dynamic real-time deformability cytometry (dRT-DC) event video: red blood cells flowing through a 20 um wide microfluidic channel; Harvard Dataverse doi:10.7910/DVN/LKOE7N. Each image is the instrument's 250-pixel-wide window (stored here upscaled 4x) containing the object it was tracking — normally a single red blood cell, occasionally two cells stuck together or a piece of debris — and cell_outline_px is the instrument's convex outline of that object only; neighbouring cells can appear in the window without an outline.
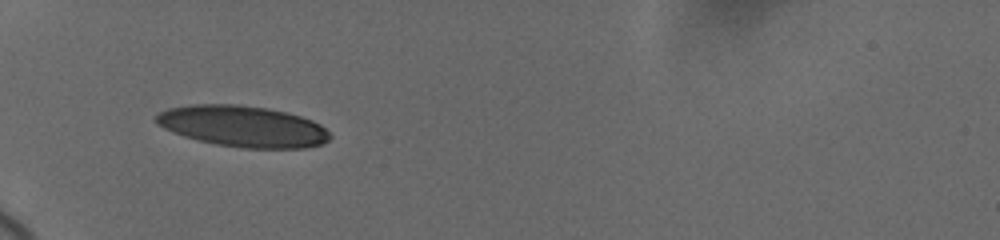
{"species": "human", "species_latin": "Homo sapiens", "temperature_condition": "cold", "stored_images_in_passage": 23, "camera_frame_rate_fps": 3000, "um_per_image_px": 0.085, "donor": {"sex": "female"}, "frame": {"image": 1, "passage_image": 1, "time_ms": 0.0, "image_size_px": [1000, 240], "cell_outline_px": [[332, 136], [324, 144], [304, 148], [240, 148], [216, 144], [196, 140], [172, 132], [156, 124], [156, 116], [160, 112], [168, 108], [196, 104], [236, 104], [268, 108], [300, 116], [312, 120], [320, 124]], "centroid_in_image_um": [20.64, 10.74], "position_along_channel_um": 64.4, "area_um2": 41.73}}
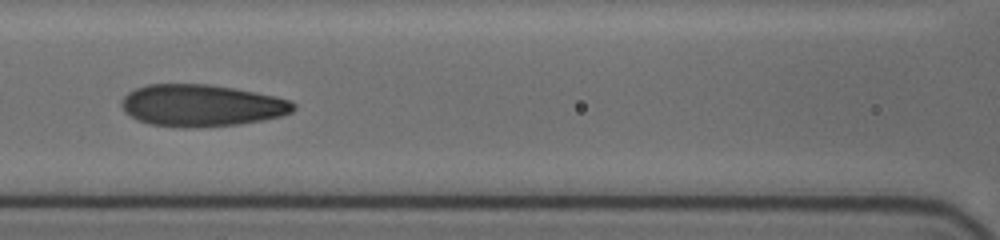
{"frame": {"image": 2, "passage_image": 17, "time_ms": 2.667, "image_size_px": [1000, 240], "cell_outline_px": [[296, 108], [292, 112], [284, 116], [264, 120], [240, 124], [196, 128], [180, 128], [148, 124], [136, 120], [124, 112], [120, 104], [124, 96], [128, 92], [136, 88], [148, 84], [208, 84], [232, 88], [276, 96], [292, 100], [296, 104]], "centroid_in_image_um": [17.13, 8.98], "position_along_channel_um": 149.5, "area_um2": 42.6}}
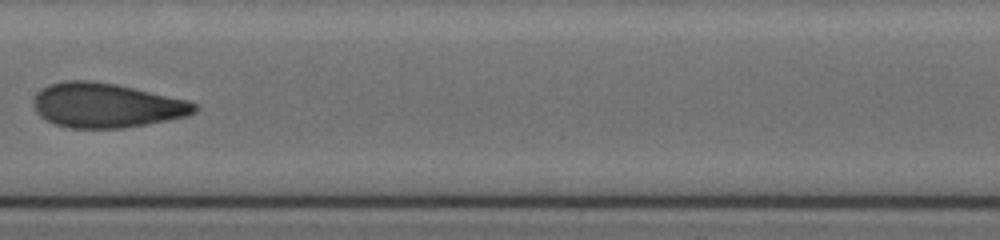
{"frame": {"image": 3, "passage_image": 22, "time_ms": 4.0, "image_size_px": [1000, 240], "cell_outline_px": [[200, 108], [196, 112], [188, 116], [148, 124], [124, 128], [68, 128], [56, 124], [40, 116], [36, 112], [32, 104], [32, 100], [36, 92], [52, 84], [64, 80], [88, 80], [116, 84], [188, 100], [196, 104]], "centroid_in_image_um": [9.05, 8.96], "position_along_channel_um": 198.4, "area_um2": 41.96}}